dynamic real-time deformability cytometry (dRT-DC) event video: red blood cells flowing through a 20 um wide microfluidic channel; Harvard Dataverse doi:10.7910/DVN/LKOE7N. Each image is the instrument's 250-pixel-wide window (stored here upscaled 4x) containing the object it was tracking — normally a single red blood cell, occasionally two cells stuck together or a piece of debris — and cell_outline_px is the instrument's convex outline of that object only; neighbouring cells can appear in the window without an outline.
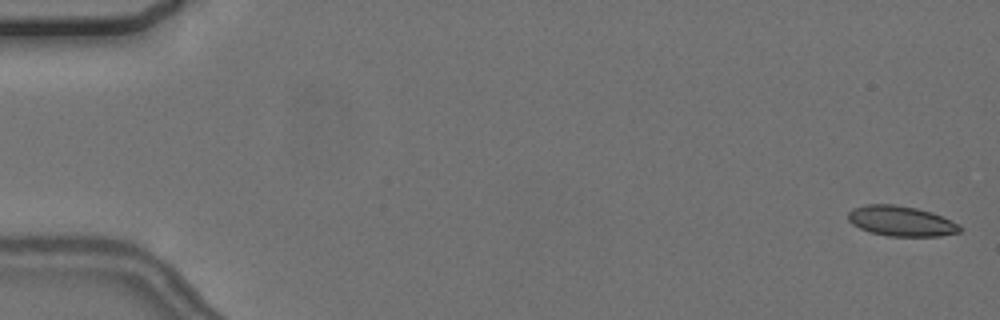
{"species": "common noctule bat (a hibernating species)", "species_latin": "Nyctalus noctula", "temperature_condition": "cold", "stored_images_in_passage": 11, "camera_frame_rate_fps": 3000, "um_per_image_px": 0.085, "animal": {"sex": "female", "body_mass_g": 24.6, "forearm_length_mm": 56.2}, "frame": {"image": 1, "passage_image": 1, "time_ms": 0.0, "image_size_px": [1000, 320], "cell_outline_px": [[964, 228], [960, 232], [940, 236], [888, 236], [872, 232], [860, 228], [852, 224], [848, 220], [848, 212], [852, 208], [868, 204], [892, 204], [916, 208], [932, 212], [960, 224]], "centroid_in_image_um": [76.62, 18.79], "position_along_channel_um": 8.4, "area_um2": 19.71}}
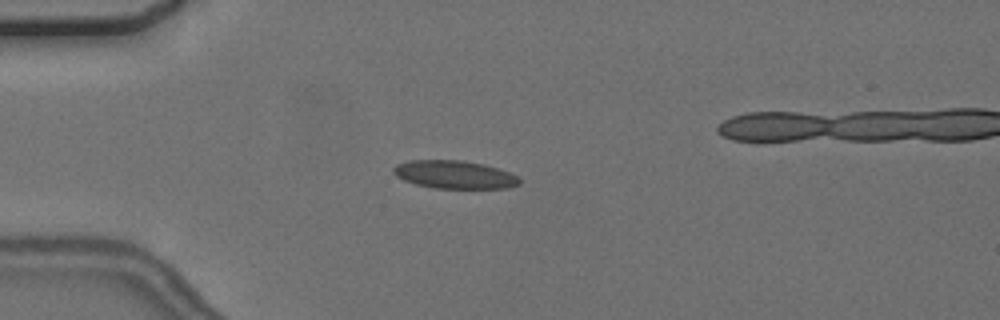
{"frame": {"image": 2, "passage_image": 4, "time_ms": 4.667, "image_size_px": [1000, 320], "cell_outline_px": [[520, 184], [508, 188], [436, 188], [416, 184], [404, 180], [396, 176], [392, 172], [392, 168], [396, 164], [412, 160], [460, 160], [484, 164], [500, 168], [516, 176], [520, 180]], "centroid_in_image_um": [38.62, 14.83], "position_along_channel_um": 46.4, "area_um2": 20.58}}
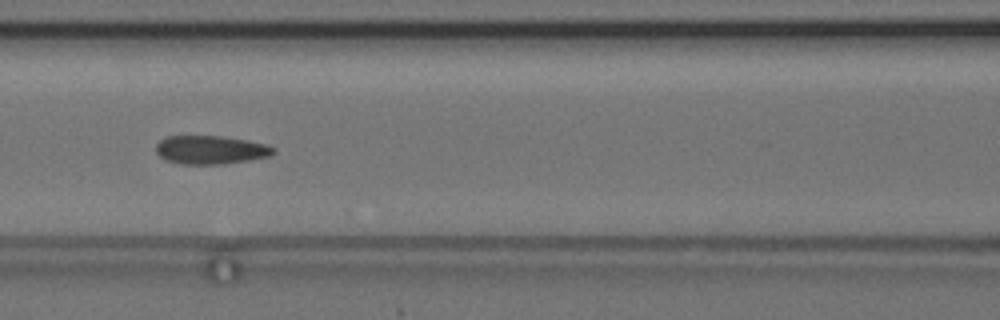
{"frame": {"image": 3, "passage_image": 7, "time_ms": 8.0, "image_size_px": [1000, 320], "cell_outline_px": [[276, 152], [268, 156], [248, 160], [224, 164], [180, 164], [164, 160], [156, 152], [156, 144], [160, 140], [168, 136], [220, 136], [248, 140], [264, 144], [276, 148]], "centroid_in_image_um": [17.88, 12.74], "position_along_channel_um": 148.7, "area_um2": 19.54}}